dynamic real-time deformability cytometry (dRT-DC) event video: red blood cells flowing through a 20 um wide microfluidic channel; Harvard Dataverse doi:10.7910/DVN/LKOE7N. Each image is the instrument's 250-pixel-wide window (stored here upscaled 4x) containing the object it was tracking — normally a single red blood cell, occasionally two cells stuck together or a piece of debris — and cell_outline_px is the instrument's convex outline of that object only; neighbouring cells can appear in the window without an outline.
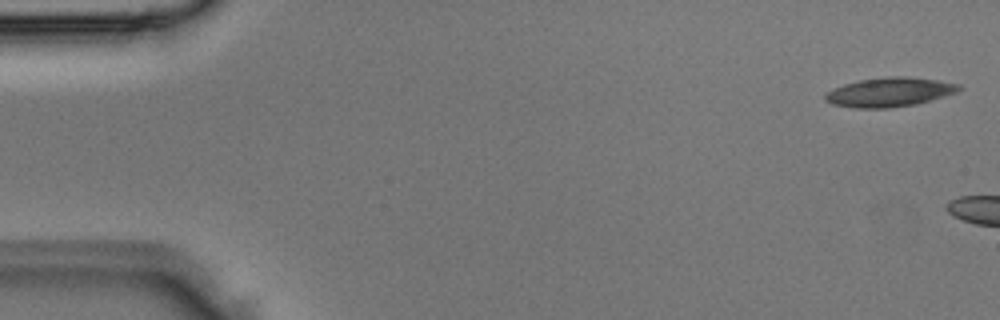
{"species": "Egyptian fruit bat (a non-hibernating species)", "species_latin": "Rousettus aegyptiacus", "temperature_condition": "room temperature", "stored_images_in_passage": 2, "camera_frame_rate_fps": 3000, "um_per_image_px": 0.085, "animal": {"sex": "male"}, "frame": {"image": 1, "passage_image": 1, "time_ms": 0.0, "image_size_px": [1000, 320], "cell_outline_px": [[960, 88], [956, 92], [944, 96], [916, 104], [888, 108], [856, 108], [832, 104], [824, 100], [824, 96], [832, 88], [844, 84], [860, 80], [888, 76], [908, 76], [936, 80], [960, 84]], "centroid_in_image_um": [75.57, 7.83], "position_along_channel_um": 9.4, "area_um2": 22.66}}